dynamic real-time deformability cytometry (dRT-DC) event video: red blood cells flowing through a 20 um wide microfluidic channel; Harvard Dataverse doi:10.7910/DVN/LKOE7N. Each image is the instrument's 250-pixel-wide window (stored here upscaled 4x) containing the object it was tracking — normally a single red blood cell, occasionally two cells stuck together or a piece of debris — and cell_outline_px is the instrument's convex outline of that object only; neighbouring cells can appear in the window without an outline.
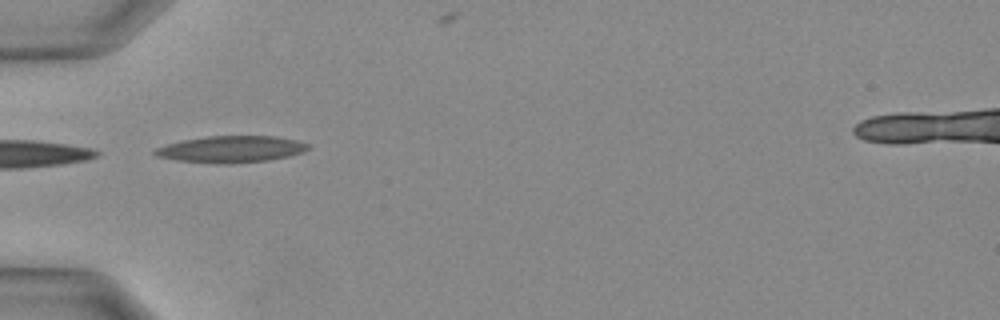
{"species": "Egyptian fruit bat (a non-hibernating species)", "species_latin": "Rousettus aegyptiacus", "temperature_condition": "warm", "stored_images_in_passage": 20, "camera_frame_rate_fps": 3000, "um_per_image_px": 0.085, "animal": {"sex": "female"}, "frame": {"image": 1, "passage_image": 1, "time_ms": 0.0, "image_size_px": [1000, 320], "cell_outline_px": [[312, 148], [304, 152], [288, 156], [268, 160], [228, 164], [216, 164], [180, 160], [156, 156], [152, 152], [156, 148], [168, 144], [184, 140], [208, 136], [276, 136], [296, 140], [308, 144]], "centroid_in_image_um": [19.69, 12.68], "position_along_channel_um": 65.3, "area_um2": 23.7}}
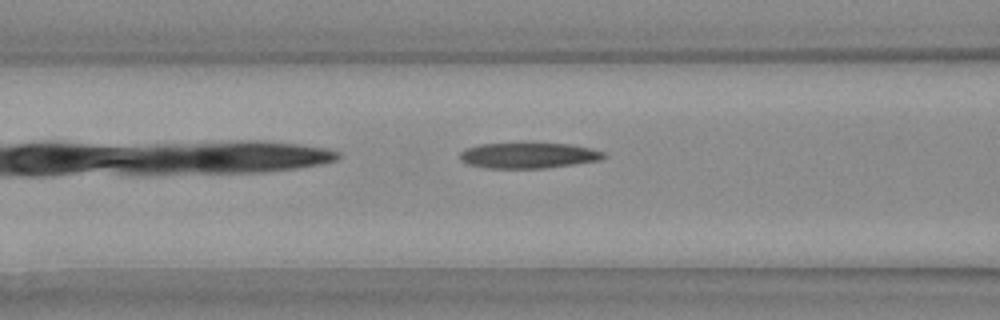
{"frame": {"image": 2, "passage_image": 4, "time_ms": 1.0, "image_size_px": [1000, 320], "cell_outline_px": [[608, 156], [600, 160], [548, 168], [484, 168], [468, 164], [460, 160], [460, 152], [464, 148], [480, 144], [572, 144], [592, 148], [604, 152]], "centroid_in_image_um": [44.93, 13.22], "position_along_channel_um": 121.7, "area_um2": 21.5}}